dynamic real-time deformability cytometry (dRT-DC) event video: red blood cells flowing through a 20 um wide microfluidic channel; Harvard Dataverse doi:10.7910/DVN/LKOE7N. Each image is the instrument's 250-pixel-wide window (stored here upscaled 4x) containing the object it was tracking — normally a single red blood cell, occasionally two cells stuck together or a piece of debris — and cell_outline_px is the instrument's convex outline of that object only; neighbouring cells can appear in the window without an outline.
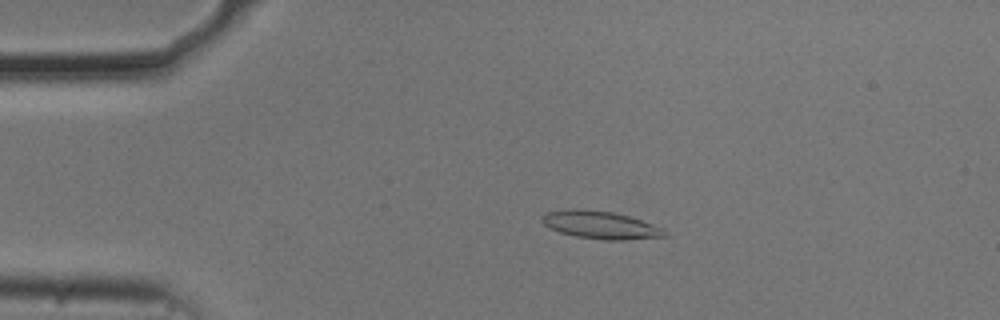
{"species": "common noctule bat (a hibernating species)", "species_latin": "Nyctalus noctula", "temperature_condition": "cold", "stored_images_in_passage": 54, "camera_frame_rate_fps": 3000, "um_per_image_px": 0.085, "animal": {"sex": "male", "body_mass_g": 20.5, "forearm_length_mm": 52.5}, "frame": {"image": 1, "passage_image": 11, "time_ms": 3.333, "image_size_px": [1000, 320], "cell_outline_px": [[668, 236], [624, 240], [604, 240], [576, 236], [560, 232], [548, 228], [540, 220], [540, 216], [544, 212], [572, 208], [580, 208], [612, 212], [628, 216], [664, 228]], "centroid_in_image_um": [50.99, 19.11], "position_along_channel_um": 34.0, "area_um2": 20.0}}
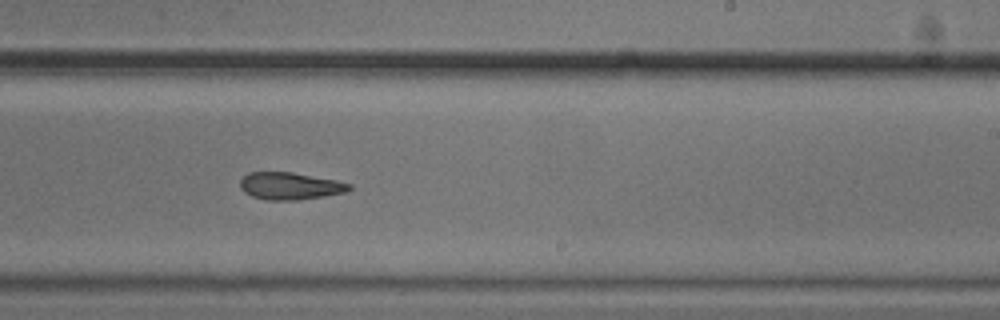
{"frame": {"image": 2, "passage_image": 33, "time_ms": 10.667, "image_size_px": [1000, 320], "cell_outline_px": [[352, 188], [344, 192], [324, 196], [296, 200], [264, 200], [252, 196], [244, 192], [240, 188], [240, 180], [248, 172], [292, 172], [336, 180], [352, 184]], "centroid_in_image_um": [24.63, 15.81], "position_along_channel_um": 264.4, "area_um2": 17.34}}
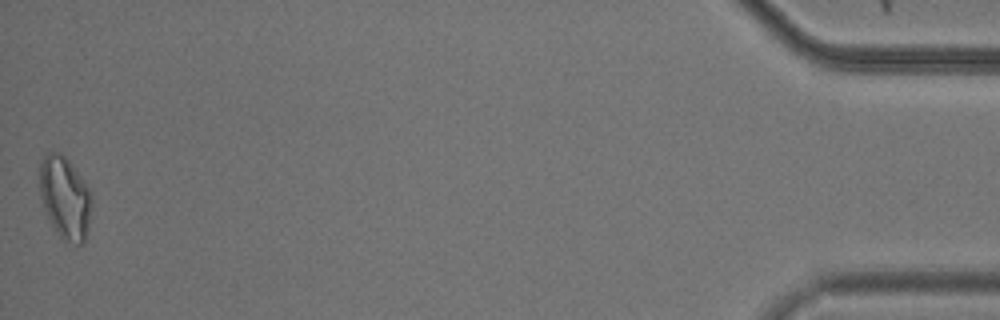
{"frame": {"image": 3, "passage_image": 54, "time_ms": 17.667, "image_size_px": [1000, 320], "cell_outline_px": [[92, 204], [84, 244], [76, 244], [64, 240], [60, 236], [48, 220], [40, 196], [40, 160], [48, 152], [60, 152], [72, 164], [92, 192]], "centroid_in_image_um": [5.53, 16.79], "position_along_channel_um": 429.7, "area_um2": 25.09}, "authors_computed_cell_mechanics": {"area_um2": 18.6694, "velocity_mm_per_s": 3.7077, "shape_relaxation_time_tau1_ms": 8.4883, "shape_relaxation_time_tau2_ms": 4.9782, "deformation_change_tau1": 0.2177, "deformation_change_tau2": 0.1174}}